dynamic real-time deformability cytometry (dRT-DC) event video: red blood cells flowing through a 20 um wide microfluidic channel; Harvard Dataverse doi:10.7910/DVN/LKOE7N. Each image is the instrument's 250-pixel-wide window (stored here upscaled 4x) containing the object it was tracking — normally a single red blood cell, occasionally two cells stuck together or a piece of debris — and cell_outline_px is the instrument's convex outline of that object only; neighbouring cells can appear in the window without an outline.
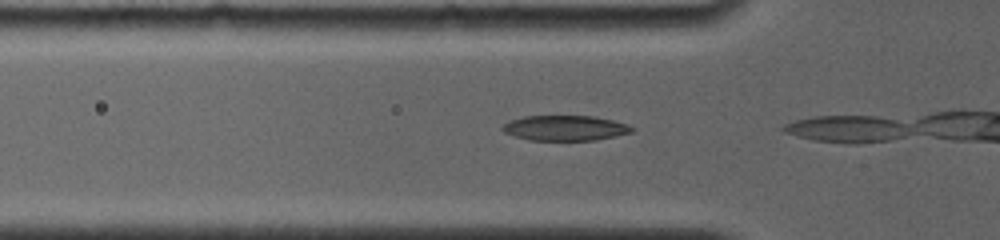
{"species": "common noctule bat (a hibernating species)", "species_latin": "Nyctalus noctula", "temperature_condition": "room temperature", "stored_images_in_passage": 5, "camera_frame_rate_fps": 4000, "um_per_image_px": 0.085, "animal": {"sex": "female", "body_mass_g": 19.0, "forearm_length_mm": 56.7}, "frame": {"image": 1, "passage_image": 4, "time_ms": 0.75, "image_size_px": [1000, 240], "cell_outline_px": [[636, 128], [632, 132], [616, 136], [596, 140], [528, 140], [504, 132], [500, 128], [508, 120], [524, 116], [592, 116], [612, 120], [628, 124]], "centroid_in_image_um": [48.04, 10.88], "position_along_channel_um": 77.8, "area_um2": 19.07}}